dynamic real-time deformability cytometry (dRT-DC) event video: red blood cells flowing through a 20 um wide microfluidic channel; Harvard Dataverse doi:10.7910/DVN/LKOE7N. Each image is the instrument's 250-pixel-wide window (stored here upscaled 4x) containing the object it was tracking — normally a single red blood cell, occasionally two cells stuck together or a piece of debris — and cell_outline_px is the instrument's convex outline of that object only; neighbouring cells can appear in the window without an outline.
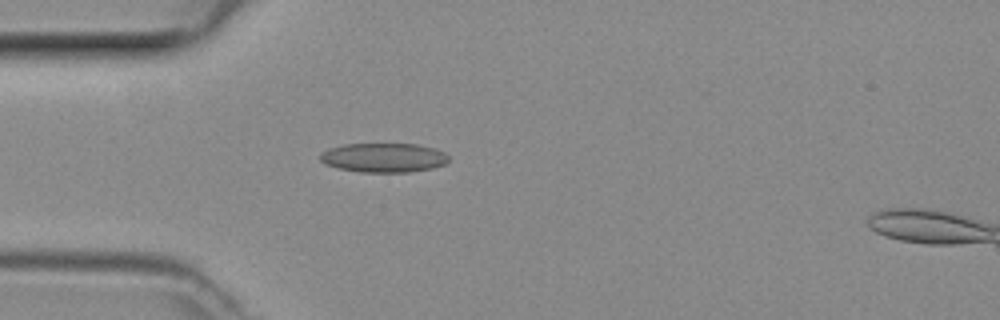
{"species": "common noctule bat (a hibernating species)", "species_latin": "Nyctalus noctula", "temperature_condition": "room temperature", "stored_images_in_passage": 12, "camera_frame_rate_fps": 3000, "um_per_image_px": 0.085, "animal": {"sex": "female", "body_mass_g": 29.2, "forearm_length_mm": 56.3}, "frame": {"image": 1, "passage_image": 1, "time_ms": 0.0, "image_size_px": [1000, 320], "cell_outline_px": [[448, 160], [444, 164], [432, 168], [408, 172], [360, 172], [340, 168], [324, 164], [320, 160], [320, 152], [328, 148], [344, 144], [416, 144], [436, 148], [444, 152], [448, 156]], "centroid_in_image_um": [32.59, 13.39], "position_along_channel_um": 52.4, "area_um2": 21.96}}
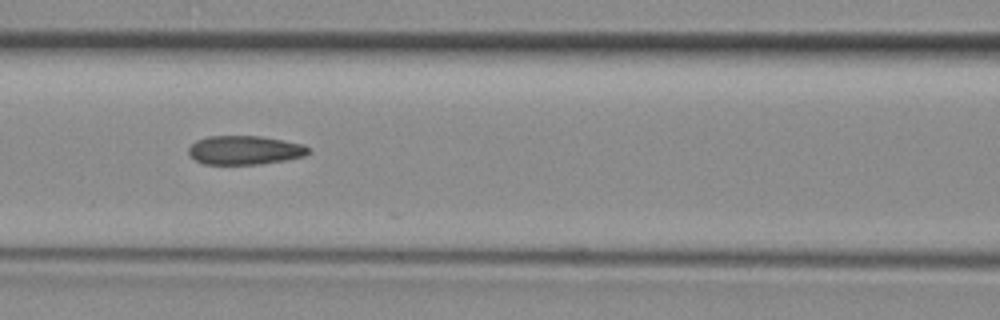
{"frame": {"image": 2, "passage_image": 8, "time_ms": 2.333, "image_size_px": [1000, 320], "cell_outline_px": [[308, 152], [304, 156], [284, 160], [260, 164], [204, 164], [188, 156], [188, 148], [196, 140], [208, 136], [260, 136], [284, 140], [304, 144], [308, 148]], "centroid_in_image_um": [20.76, 12.76], "position_along_channel_um": 145.8, "area_um2": 20.17}}
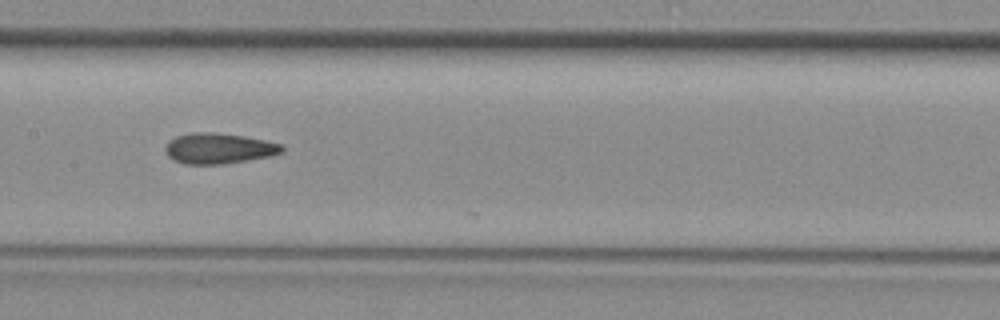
{"frame": {"image": 3, "passage_image": 11, "time_ms": 3.333, "image_size_px": [1000, 320], "cell_outline_px": [[284, 152], [272, 156], [220, 164], [184, 164], [168, 156], [164, 148], [168, 140], [176, 136], [192, 132], [212, 132], [244, 136], [284, 144]], "centroid_in_image_um": [18.61, 12.6], "position_along_channel_um": 188.8, "area_um2": 20.87}}